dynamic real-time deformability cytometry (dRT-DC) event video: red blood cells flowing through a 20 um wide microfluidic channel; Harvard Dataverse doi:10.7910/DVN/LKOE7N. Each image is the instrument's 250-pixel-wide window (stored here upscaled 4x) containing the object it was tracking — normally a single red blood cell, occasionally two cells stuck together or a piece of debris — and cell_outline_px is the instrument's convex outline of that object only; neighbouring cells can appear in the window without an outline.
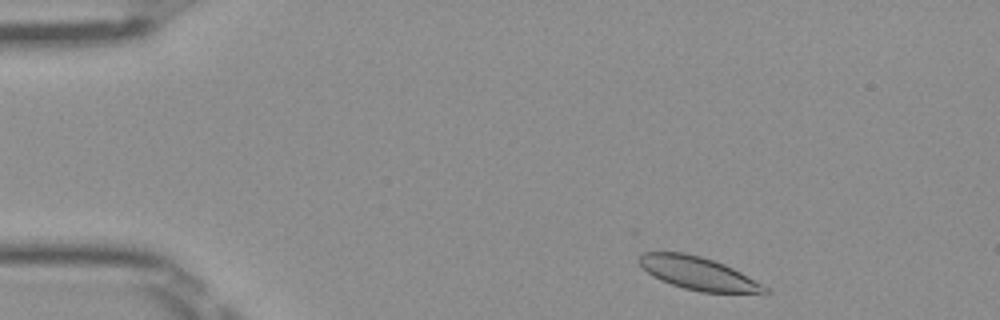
{"species": "Egyptian fruit bat (a non-hibernating species)", "species_latin": "Rousettus aegyptiacus", "temperature_condition": "room temperature", "stored_images_in_passage": 46, "camera_frame_rate_fps": 3000, "um_per_image_px": 0.085, "frame": {"image": 1, "passage_image": 2, "time_ms": 0.333, "image_size_px": [1000, 320], "cell_outline_px": [[772, 292], [768, 296], [764, 296], [700, 292], [684, 288], [660, 280], [652, 276], [636, 260], [644, 252], [684, 252], [700, 256], [724, 264], [748, 276], [768, 288]], "centroid_in_image_um": [59.48, 23.3], "position_along_channel_um": 25.5, "area_um2": 24.8}}
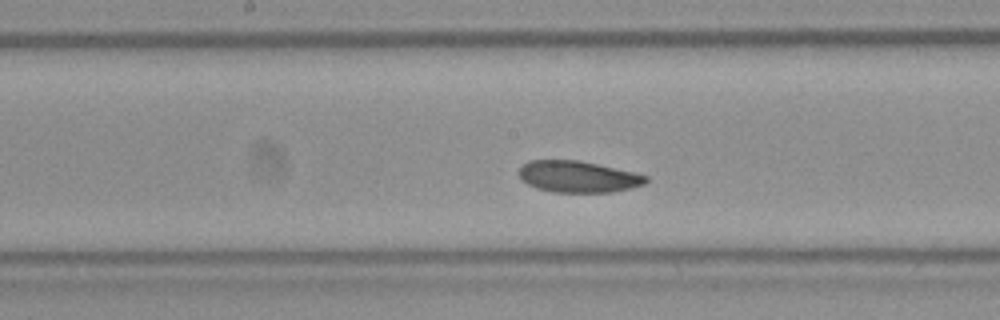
{"frame": {"image": 2, "passage_image": 21, "time_ms": 6.667, "image_size_px": [1000, 320], "cell_outline_px": [[648, 180], [644, 184], [612, 192], [552, 192], [536, 188], [528, 184], [520, 176], [520, 168], [528, 160], [576, 160], [636, 172], [648, 176]], "centroid_in_image_um": [49.15, 15.02], "position_along_channel_um": 199.1, "area_um2": 23.06}}
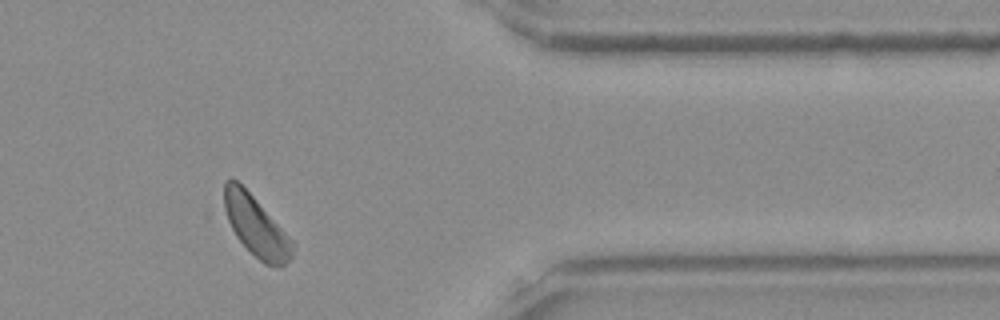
{"frame": {"image": 3, "passage_image": 37, "time_ms": 12.0, "image_size_px": [1000, 320], "cell_outline_px": [[292, 256], [284, 264], [264, 264], [236, 236], [228, 220], [224, 208], [224, 184], [232, 176], [252, 196], [292, 240]], "centroid_in_image_um": [21.72, 19.19], "position_along_channel_um": 389.7, "area_um2": 22.83}, "authors_computed_cell_mechanics": {"area_um2": 24.0448, "velocity_mm_per_s": 3.9442, "shape_relaxation_time_tau1_ms": 3.703, "shape_relaxation_time_tau2_ms": 5.9227, "deformation_change_tau1": 0.1047, "deformation_change_tau2": 0.1051}}